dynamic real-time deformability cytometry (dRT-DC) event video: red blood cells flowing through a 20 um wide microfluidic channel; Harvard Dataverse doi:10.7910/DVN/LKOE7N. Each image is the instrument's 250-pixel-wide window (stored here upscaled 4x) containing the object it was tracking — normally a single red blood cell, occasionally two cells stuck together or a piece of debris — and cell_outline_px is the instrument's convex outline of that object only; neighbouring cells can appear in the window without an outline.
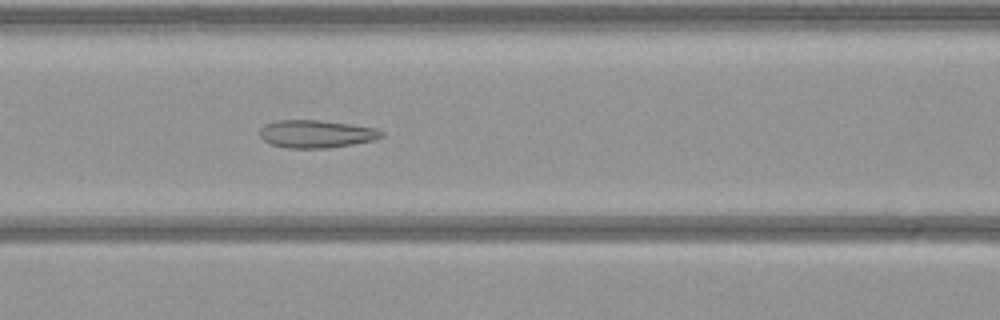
{"species": "common noctule bat (a hibernating species)", "species_latin": "Nyctalus noctula", "temperature_condition": "warm", "stored_images_in_passage": 52, "camera_frame_rate_fps": 3000, "um_per_image_px": 0.085, "animal": {"sex": "female", "body_mass_g": 21.9}, "frame": {"image": 1, "passage_image": 21, "time_ms": 6.667, "image_size_px": [1000, 320], "cell_outline_px": [[384, 136], [376, 140], [328, 148], [288, 148], [272, 144], [264, 140], [260, 136], [260, 128], [264, 124], [276, 120], [320, 120], [352, 124], [376, 128], [384, 132]], "centroid_in_image_um": [26.91, 11.37], "position_along_channel_um": 139.7, "area_um2": 19.83}}
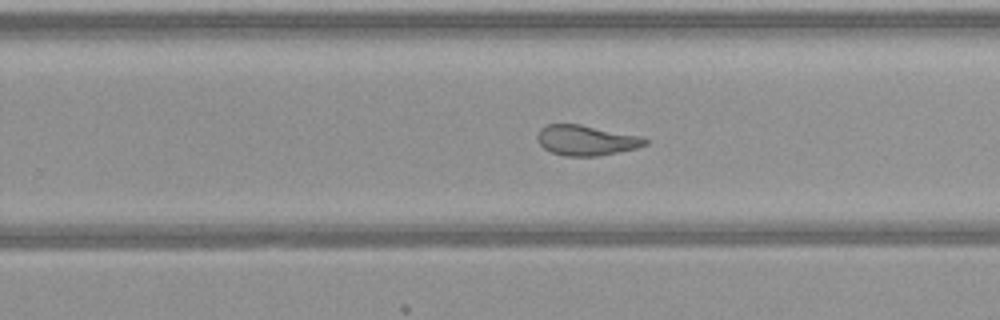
{"frame": {"image": 2, "passage_image": 32, "time_ms": 10.333, "image_size_px": [1000, 320], "cell_outline_px": [[648, 144], [636, 148], [596, 156], [564, 156], [552, 152], [544, 148], [540, 144], [536, 136], [540, 128], [548, 124], [580, 124], [644, 136], [648, 140]], "centroid_in_image_um": [49.84, 11.91], "position_along_channel_um": 280.0, "area_um2": 19.07}}
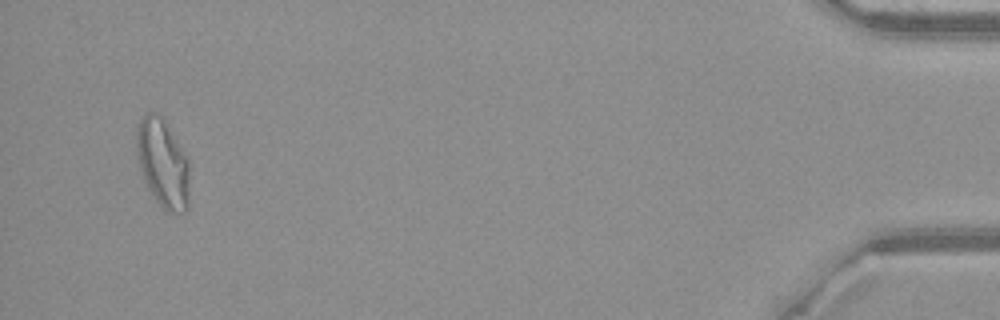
{"frame": {"image": 3, "passage_image": 50, "time_ms": 16.333, "image_size_px": [1000, 320], "cell_outline_px": [[188, 208], [184, 212], [168, 212], [160, 204], [144, 180], [136, 156], [136, 124], [148, 112], [156, 112], [164, 116], [188, 156]], "centroid_in_image_um": [13.84, 13.78], "position_along_channel_um": 421.4, "area_um2": 27.63}}